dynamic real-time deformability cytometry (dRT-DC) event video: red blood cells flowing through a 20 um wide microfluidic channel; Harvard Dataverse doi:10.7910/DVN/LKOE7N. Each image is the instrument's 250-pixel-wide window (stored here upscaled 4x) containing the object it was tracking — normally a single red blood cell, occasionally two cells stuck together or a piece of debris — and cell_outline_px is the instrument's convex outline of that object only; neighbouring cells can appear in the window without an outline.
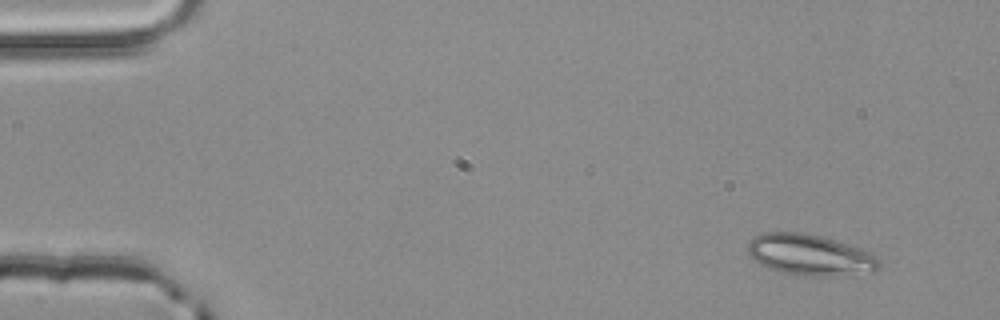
{"species": "common noctule bat (a hibernating species)", "species_latin": "Nyctalus noctula", "temperature_condition": "room temperature", "stored_images_in_passage": 3, "camera_frame_rate_fps": 3000, "um_per_image_px": 0.085, "animal": {"sex": "male", "body_mass_g": 20.4}, "frame": {"image": 1, "passage_image": 1, "time_ms": 0.0, "image_size_px": [1000, 320], "cell_outline_px": [[880, 268], [872, 272], [836, 276], [816, 276], [780, 272], [760, 264], [748, 256], [748, 244], [756, 236], [764, 232], [800, 232], [824, 236], [872, 252], [880, 260]], "centroid_in_image_um": [68.89, 21.66], "position_along_channel_um": 16.1, "area_um2": 31.56}}